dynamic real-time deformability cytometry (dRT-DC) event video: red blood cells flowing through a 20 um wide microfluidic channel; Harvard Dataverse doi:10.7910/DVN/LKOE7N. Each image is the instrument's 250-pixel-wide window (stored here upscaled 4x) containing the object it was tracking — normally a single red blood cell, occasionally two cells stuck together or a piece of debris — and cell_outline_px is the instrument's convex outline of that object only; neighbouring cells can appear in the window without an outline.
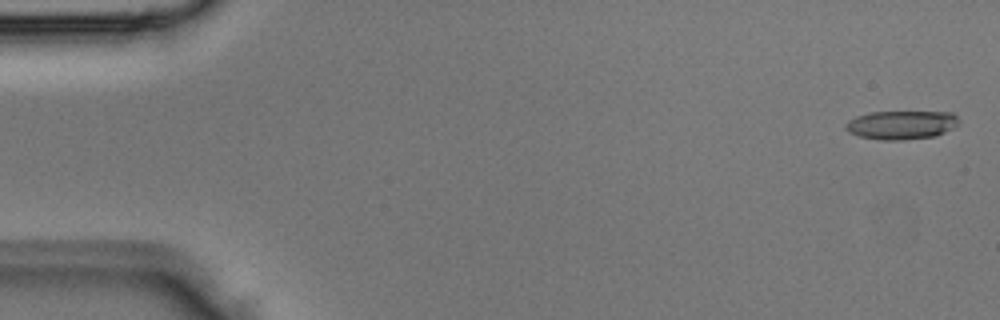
{"species": "Egyptian fruit bat (a non-hibernating species)", "species_latin": "Rousettus aegyptiacus", "temperature_condition": "room temperature", "stored_images_in_passage": 5, "camera_frame_rate_fps": 3000, "um_per_image_px": 0.085, "animal": {"sex": "male"}, "frame": {"image": 1, "passage_image": 1, "time_ms": 0.0, "image_size_px": [1000, 320], "cell_outline_px": [[960, 124], [936, 136], [900, 140], [880, 140], [860, 136], [848, 132], [844, 128], [844, 124], [848, 120], [856, 116], [868, 112], [952, 112], [960, 120]], "centroid_in_image_um": [76.6, 10.61], "position_along_channel_um": 8.4, "area_um2": 19.07}}
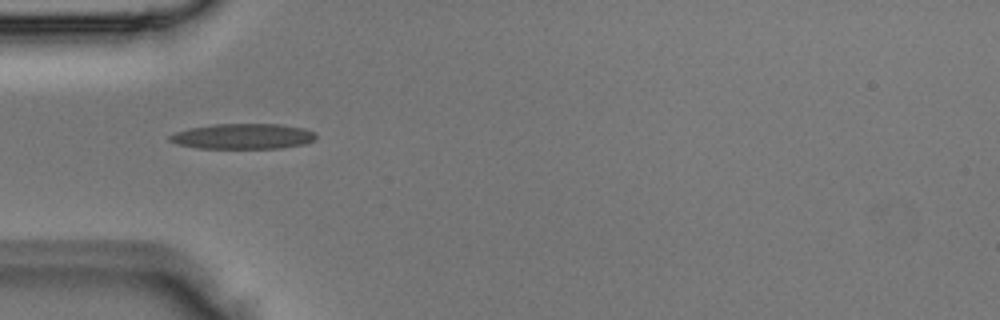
{"frame": {"image": 2, "passage_image": 4, "time_ms": 1.0, "image_size_px": [1000, 320], "cell_outline_px": [[316, 140], [304, 144], [280, 148], [196, 148], [176, 144], [168, 140], [168, 136], [176, 132], [188, 128], [216, 124], [280, 124], [304, 128], [316, 132]], "centroid_in_image_um": [20.66, 11.59], "position_along_channel_um": 64.3, "area_um2": 21.79}}
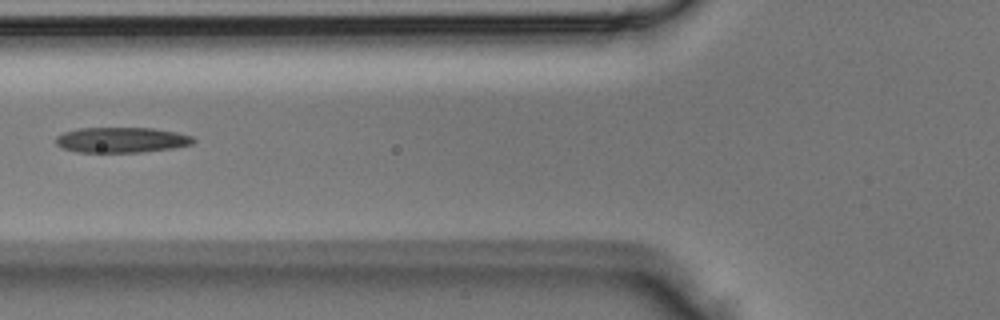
{"frame": {"image": 3, "passage_image": 5, "time_ms": 1.333, "image_size_px": [1000, 320], "cell_outline_px": [[196, 140], [192, 144], [172, 148], [144, 152], [76, 152], [64, 148], [56, 144], [56, 136], [64, 132], [80, 128], [152, 128], [176, 132], [192, 136]], "centroid_in_image_um": [10.33, 11.89], "position_along_channel_um": 115.5, "area_um2": 20.29}}